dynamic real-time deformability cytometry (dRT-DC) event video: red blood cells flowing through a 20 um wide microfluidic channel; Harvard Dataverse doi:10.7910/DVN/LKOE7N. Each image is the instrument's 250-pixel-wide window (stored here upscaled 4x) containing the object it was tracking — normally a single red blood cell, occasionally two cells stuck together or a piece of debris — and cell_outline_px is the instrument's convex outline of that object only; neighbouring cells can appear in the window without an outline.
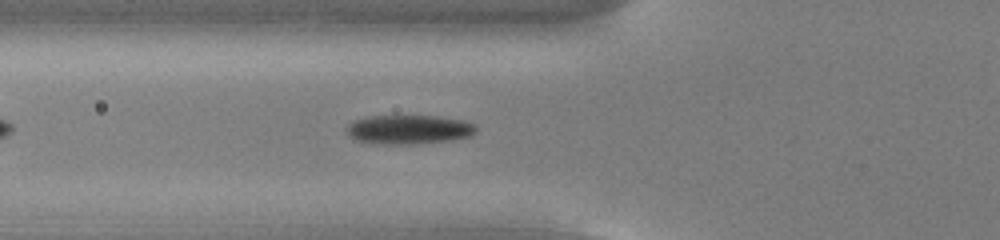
{"species": "common noctule bat (a hibernating species)", "species_latin": "Nyctalus noctula", "temperature_condition": "cold", "stored_images_in_passage": 40, "camera_frame_rate_fps": 3000, "um_per_image_px": 0.085, "animal": {"sex": "male", "body_mass_g": 13.0, "forearm_length_mm": 53.1}, "frame": {"image": 1, "passage_image": 8, "time_ms": 2.333, "image_size_px": [1000, 240], "cell_outline_px": [[476, 132], [472, 136], [452, 140], [412, 144], [376, 144], [352, 140], [348, 136], [348, 124], [352, 120], [368, 116], [436, 116], [464, 120], [476, 124]], "centroid_in_image_um": [34.74, 11.01], "position_along_channel_um": 91.1, "area_um2": 22.31}}
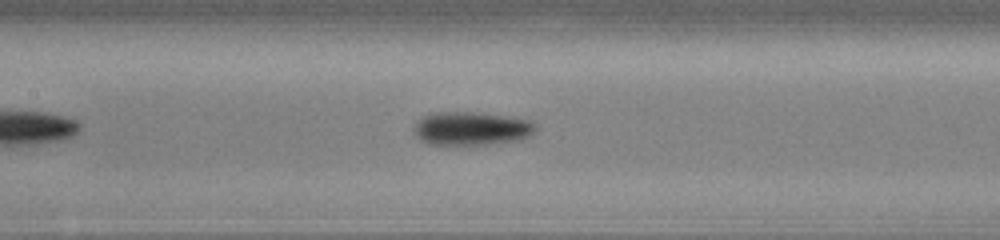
{"frame": {"image": 2, "passage_image": 14, "time_ms": 4.333, "image_size_px": [1000, 240], "cell_outline_px": [[536, 128], [528, 136], [520, 140], [484, 144], [428, 144], [420, 140], [412, 132], [412, 128], [416, 120], [432, 112], [476, 112], [504, 116], [528, 120], [536, 124]], "centroid_in_image_um": [39.99, 10.91], "position_along_channel_um": 167.4, "area_um2": 23.7}}
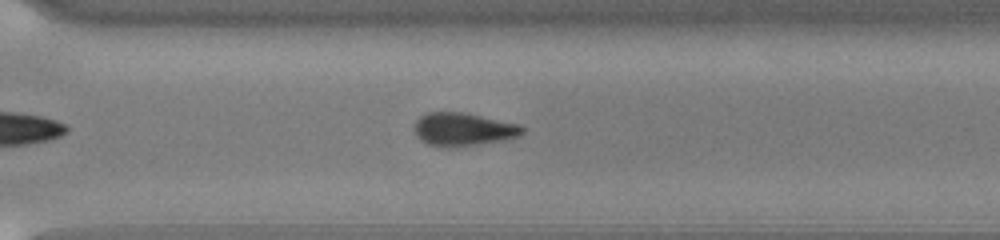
{"frame": {"image": 3, "passage_image": 27, "time_ms": 8.667, "image_size_px": [1000, 240], "cell_outline_px": [[524, 132], [520, 136], [508, 140], [456, 148], [440, 148], [428, 144], [420, 140], [416, 136], [412, 128], [416, 120], [420, 116], [428, 112], [460, 112], [520, 124], [524, 128]], "centroid_in_image_um": [39.35, 11.03], "position_along_channel_um": 331.2, "area_um2": 21.44}}